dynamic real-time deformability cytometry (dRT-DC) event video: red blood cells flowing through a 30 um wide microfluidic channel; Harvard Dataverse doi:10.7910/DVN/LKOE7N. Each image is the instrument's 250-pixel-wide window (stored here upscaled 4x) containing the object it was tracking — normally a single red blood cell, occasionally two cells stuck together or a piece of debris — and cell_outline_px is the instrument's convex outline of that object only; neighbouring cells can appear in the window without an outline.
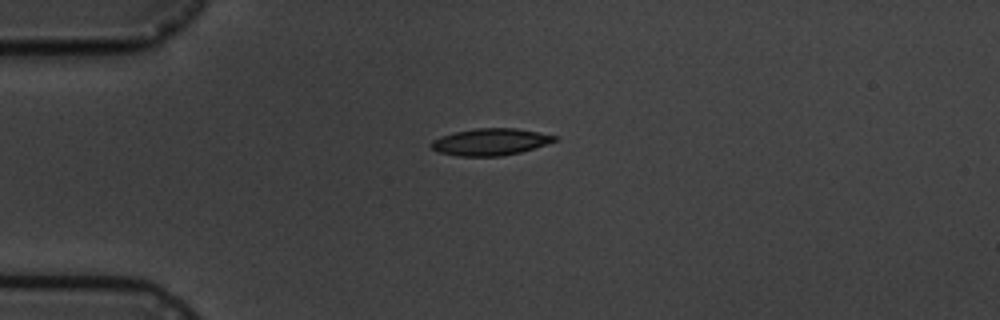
{"species": "common noctule bat (a hibernating species)", "species_latin": "Nyctalus noctula", "temperature_condition": "cold", "stored_images_in_passage": 2, "camera_frame_rate_fps": 3000, "um_per_image_px": 0.085, "animal": {"sex": "male", "body_mass_g": 19.5, "forearm_length_mm": 54.6}, "frame": {"image": 1, "passage_image": 1, "time_ms": 0.0, "image_size_px": [1000, 320], "cell_outline_px": [[556, 140], [520, 152], [500, 156], [456, 156], [440, 152], [432, 148], [428, 144], [432, 140], [440, 136], [452, 132], [476, 128], [516, 128], [556, 136]], "centroid_in_image_um": [41.59, 12.05], "position_along_channel_um": 43.4, "area_um2": 19.13}}